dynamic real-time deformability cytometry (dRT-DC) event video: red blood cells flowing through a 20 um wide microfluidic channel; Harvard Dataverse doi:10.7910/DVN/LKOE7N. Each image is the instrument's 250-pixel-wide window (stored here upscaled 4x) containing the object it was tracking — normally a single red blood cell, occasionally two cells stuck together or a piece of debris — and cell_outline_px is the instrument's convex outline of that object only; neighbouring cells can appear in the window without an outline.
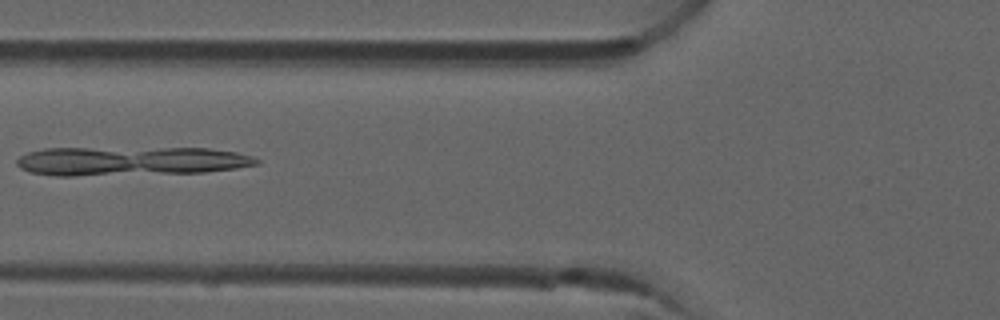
{"species": "common noctule bat (a hibernating species)", "species_latin": "Nyctalus noctula", "temperature_condition": "room temperature", "stored_images_in_passage": 7, "camera_frame_rate_fps": 3000, "um_per_image_px": 0.085, "animal": {"sex": "male", "forearm_length_mm": 52.5}, "frame": {"image": 1, "passage_image": 6, "time_ms": 1.667, "image_size_px": [1000, 320], "cell_outline_px": [[260, 164], [236, 168], [204, 172], [72, 176], [56, 176], [32, 172], [20, 168], [16, 164], [16, 160], [20, 156], [28, 152], [44, 148], [208, 148], [236, 152], [252, 156], [260, 160]], "centroid_in_image_um": [11.1, 13.69], "position_along_channel_um": 114.7, "area_um2": 40.63}}
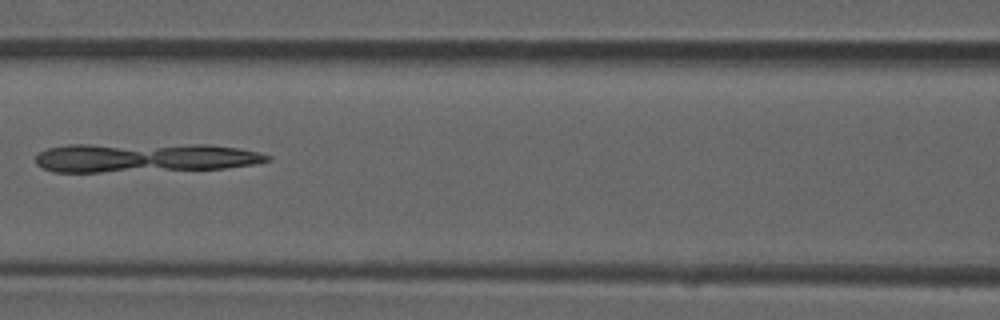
{"frame": {"image": 2, "passage_image": 7, "time_ms": 2.0, "image_size_px": [1000, 320], "cell_outline_px": [[272, 160], [256, 164], [224, 168], [100, 172], [52, 172], [36, 164], [36, 156], [40, 152], [48, 148], [68, 144], [208, 144], [236, 148], [260, 152], [272, 156]], "centroid_in_image_um": [12.29, 13.39], "position_along_channel_um": 154.3, "area_um2": 39.71}}